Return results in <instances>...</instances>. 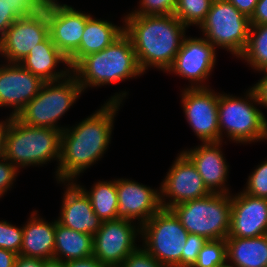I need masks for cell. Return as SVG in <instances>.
Segmentation results:
<instances>
[{
    "label": "cell",
    "instance_id": "d590c367",
    "mask_svg": "<svg viewBox=\"0 0 267 267\" xmlns=\"http://www.w3.org/2000/svg\"><path fill=\"white\" fill-rule=\"evenodd\" d=\"M0 198L11 188L14 179L19 172L18 168L11 164L5 157L0 158Z\"/></svg>",
    "mask_w": 267,
    "mask_h": 267
},
{
    "label": "cell",
    "instance_id": "6da1fadb",
    "mask_svg": "<svg viewBox=\"0 0 267 267\" xmlns=\"http://www.w3.org/2000/svg\"><path fill=\"white\" fill-rule=\"evenodd\" d=\"M126 95V92L115 94L93 115L74 127L64 128L56 171L59 183L74 182L80 173L102 158L111 140L114 117Z\"/></svg>",
    "mask_w": 267,
    "mask_h": 267
},
{
    "label": "cell",
    "instance_id": "5b68a950",
    "mask_svg": "<svg viewBox=\"0 0 267 267\" xmlns=\"http://www.w3.org/2000/svg\"><path fill=\"white\" fill-rule=\"evenodd\" d=\"M171 210L189 234L206 240L226 239L231 220V195L211 193L173 206Z\"/></svg>",
    "mask_w": 267,
    "mask_h": 267
},
{
    "label": "cell",
    "instance_id": "d6986e66",
    "mask_svg": "<svg viewBox=\"0 0 267 267\" xmlns=\"http://www.w3.org/2000/svg\"><path fill=\"white\" fill-rule=\"evenodd\" d=\"M221 142L202 143V145L182 151L193 163L211 193L230 194L227 182L228 167L221 151Z\"/></svg>",
    "mask_w": 267,
    "mask_h": 267
},
{
    "label": "cell",
    "instance_id": "ab89813d",
    "mask_svg": "<svg viewBox=\"0 0 267 267\" xmlns=\"http://www.w3.org/2000/svg\"><path fill=\"white\" fill-rule=\"evenodd\" d=\"M264 76L253 86L255 90L259 105L267 107V70L263 71Z\"/></svg>",
    "mask_w": 267,
    "mask_h": 267
},
{
    "label": "cell",
    "instance_id": "bcb514c9",
    "mask_svg": "<svg viewBox=\"0 0 267 267\" xmlns=\"http://www.w3.org/2000/svg\"><path fill=\"white\" fill-rule=\"evenodd\" d=\"M218 267H233L231 264H228L227 262L224 265L218 266Z\"/></svg>",
    "mask_w": 267,
    "mask_h": 267
},
{
    "label": "cell",
    "instance_id": "d4e9b609",
    "mask_svg": "<svg viewBox=\"0 0 267 267\" xmlns=\"http://www.w3.org/2000/svg\"><path fill=\"white\" fill-rule=\"evenodd\" d=\"M53 258L67 262L93 255V235L72 230L55 220ZM63 257V258H62Z\"/></svg>",
    "mask_w": 267,
    "mask_h": 267
},
{
    "label": "cell",
    "instance_id": "1f68e13d",
    "mask_svg": "<svg viewBox=\"0 0 267 267\" xmlns=\"http://www.w3.org/2000/svg\"><path fill=\"white\" fill-rule=\"evenodd\" d=\"M177 0H140V8L129 14L167 15L174 14Z\"/></svg>",
    "mask_w": 267,
    "mask_h": 267
},
{
    "label": "cell",
    "instance_id": "cb8c5ba5",
    "mask_svg": "<svg viewBox=\"0 0 267 267\" xmlns=\"http://www.w3.org/2000/svg\"><path fill=\"white\" fill-rule=\"evenodd\" d=\"M227 262L233 267H267V234L253 238L227 237Z\"/></svg>",
    "mask_w": 267,
    "mask_h": 267
},
{
    "label": "cell",
    "instance_id": "3957f363",
    "mask_svg": "<svg viewBox=\"0 0 267 267\" xmlns=\"http://www.w3.org/2000/svg\"><path fill=\"white\" fill-rule=\"evenodd\" d=\"M72 74L83 89L112 84L143 74L130 37L123 32L105 49L83 57Z\"/></svg>",
    "mask_w": 267,
    "mask_h": 267
},
{
    "label": "cell",
    "instance_id": "4dcf8cb0",
    "mask_svg": "<svg viewBox=\"0 0 267 267\" xmlns=\"http://www.w3.org/2000/svg\"><path fill=\"white\" fill-rule=\"evenodd\" d=\"M244 193L253 197L267 198V161H263L248 177Z\"/></svg>",
    "mask_w": 267,
    "mask_h": 267
},
{
    "label": "cell",
    "instance_id": "9a60e30c",
    "mask_svg": "<svg viewBox=\"0 0 267 267\" xmlns=\"http://www.w3.org/2000/svg\"><path fill=\"white\" fill-rule=\"evenodd\" d=\"M45 12L52 42L69 59L79 48L87 14L57 0H47Z\"/></svg>",
    "mask_w": 267,
    "mask_h": 267
},
{
    "label": "cell",
    "instance_id": "7c38bea8",
    "mask_svg": "<svg viewBox=\"0 0 267 267\" xmlns=\"http://www.w3.org/2000/svg\"><path fill=\"white\" fill-rule=\"evenodd\" d=\"M211 194L193 163L181 152L169 169L160 187L161 208L202 198ZM164 197L170 198L166 202Z\"/></svg>",
    "mask_w": 267,
    "mask_h": 267
},
{
    "label": "cell",
    "instance_id": "8fae6325",
    "mask_svg": "<svg viewBox=\"0 0 267 267\" xmlns=\"http://www.w3.org/2000/svg\"><path fill=\"white\" fill-rule=\"evenodd\" d=\"M219 94L213 89L186 88L182 92V105L187 122L203 143L220 142L218 124Z\"/></svg>",
    "mask_w": 267,
    "mask_h": 267
},
{
    "label": "cell",
    "instance_id": "74e56055",
    "mask_svg": "<svg viewBox=\"0 0 267 267\" xmlns=\"http://www.w3.org/2000/svg\"><path fill=\"white\" fill-rule=\"evenodd\" d=\"M250 25H267V0H258Z\"/></svg>",
    "mask_w": 267,
    "mask_h": 267
},
{
    "label": "cell",
    "instance_id": "8d00e7d4",
    "mask_svg": "<svg viewBox=\"0 0 267 267\" xmlns=\"http://www.w3.org/2000/svg\"><path fill=\"white\" fill-rule=\"evenodd\" d=\"M18 18L20 16L4 1L0 0V39Z\"/></svg>",
    "mask_w": 267,
    "mask_h": 267
},
{
    "label": "cell",
    "instance_id": "7402d4cb",
    "mask_svg": "<svg viewBox=\"0 0 267 267\" xmlns=\"http://www.w3.org/2000/svg\"><path fill=\"white\" fill-rule=\"evenodd\" d=\"M30 217L23 226V241L19 255L42 260L52 259L55 248V221H44L37 217L36 211H33Z\"/></svg>",
    "mask_w": 267,
    "mask_h": 267
},
{
    "label": "cell",
    "instance_id": "b9f144b4",
    "mask_svg": "<svg viewBox=\"0 0 267 267\" xmlns=\"http://www.w3.org/2000/svg\"><path fill=\"white\" fill-rule=\"evenodd\" d=\"M15 267H43V260L33 257L18 255Z\"/></svg>",
    "mask_w": 267,
    "mask_h": 267
},
{
    "label": "cell",
    "instance_id": "ac0fdd59",
    "mask_svg": "<svg viewBox=\"0 0 267 267\" xmlns=\"http://www.w3.org/2000/svg\"><path fill=\"white\" fill-rule=\"evenodd\" d=\"M267 234V198L253 197L243 191L231 196L228 237L253 238Z\"/></svg>",
    "mask_w": 267,
    "mask_h": 267
},
{
    "label": "cell",
    "instance_id": "836d02e7",
    "mask_svg": "<svg viewBox=\"0 0 267 267\" xmlns=\"http://www.w3.org/2000/svg\"><path fill=\"white\" fill-rule=\"evenodd\" d=\"M120 267H165L144 248L134 250L120 265Z\"/></svg>",
    "mask_w": 267,
    "mask_h": 267
},
{
    "label": "cell",
    "instance_id": "ba28073f",
    "mask_svg": "<svg viewBox=\"0 0 267 267\" xmlns=\"http://www.w3.org/2000/svg\"><path fill=\"white\" fill-rule=\"evenodd\" d=\"M143 248L165 267H181L187 230L171 209L161 208L141 227Z\"/></svg>",
    "mask_w": 267,
    "mask_h": 267
},
{
    "label": "cell",
    "instance_id": "f1b7e54d",
    "mask_svg": "<svg viewBox=\"0 0 267 267\" xmlns=\"http://www.w3.org/2000/svg\"><path fill=\"white\" fill-rule=\"evenodd\" d=\"M227 262L225 239L207 240L193 267H218Z\"/></svg>",
    "mask_w": 267,
    "mask_h": 267
},
{
    "label": "cell",
    "instance_id": "83f0119b",
    "mask_svg": "<svg viewBox=\"0 0 267 267\" xmlns=\"http://www.w3.org/2000/svg\"><path fill=\"white\" fill-rule=\"evenodd\" d=\"M213 0H177L174 15L186 26L200 25L206 19Z\"/></svg>",
    "mask_w": 267,
    "mask_h": 267
},
{
    "label": "cell",
    "instance_id": "277c9868",
    "mask_svg": "<svg viewBox=\"0 0 267 267\" xmlns=\"http://www.w3.org/2000/svg\"><path fill=\"white\" fill-rule=\"evenodd\" d=\"M61 130L27 126L16 117L7 118L3 157L18 169L60 160Z\"/></svg>",
    "mask_w": 267,
    "mask_h": 267
},
{
    "label": "cell",
    "instance_id": "ee69618b",
    "mask_svg": "<svg viewBox=\"0 0 267 267\" xmlns=\"http://www.w3.org/2000/svg\"><path fill=\"white\" fill-rule=\"evenodd\" d=\"M7 119L0 122V158L3 157V146H4V133L6 131Z\"/></svg>",
    "mask_w": 267,
    "mask_h": 267
},
{
    "label": "cell",
    "instance_id": "ffe728a7",
    "mask_svg": "<svg viewBox=\"0 0 267 267\" xmlns=\"http://www.w3.org/2000/svg\"><path fill=\"white\" fill-rule=\"evenodd\" d=\"M66 186L57 221L72 230L94 236L103 221L94 213L89 197L76 183L68 182Z\"/></svg>",
    "mask_w": 267,
    "mask_h": 267
},
{
    "label": "cell",
    "instance_id": "f546056e",
    "mask_svg": "<svg viewBox=\"0 0 267 267\" xmlns=\"http://www.w3.org/2000/svg\"><path fill=\"white\" fill-rule=\"evenodd\" d=\"M23 227L18 228L7 221H0V248L20 254Z\"/></svg>",
    "mask_w": 267,
    "mask_h": 267
},
{
    "label": "cell",
    "instance_id": "4316f807",
    "mask_svg": "<svg viewBox=\"0 0 267 267\" xmlns=\"http://www.w3.org/2000/svg\"><path fill=\"white\" fill-rule=\"evenodd\" d=\"M238 58L255 70H267V25H250L247 46Z\"/></svg>",
    "mask_w": 267,
    "mask_h": 267
},
{
    "label": "cell",
    "instance_id": "2e32d148",
    "mask_svg": "<svg viewBox=\"0 0 267 267\" xmlns=\"http://www.w3.org/2000/svg\"><path fill=\"white\" fill-rule=\"evenodd\" d=\"M44 81L20 63L0 66V107H12L10 117L19 112L40 92Z\"/></svg>",
    "mask_w": 267,
    "mask_h": 267
},
{
    "label": "cell",
    "instance_id": "44dd1931",
    "mask_svg": "<svg viewBox=\"0 0 267 267\" xmlns=\"http://www.w3.org/2000/svg\"><path fill=\"white\" fill-rule=\"evenodd\" d=\"M19 63L44 82L61 80L72 73L68 58L56 47L50 36L31 49ZM59 63L66 64L68 69L59 72L54 70Z\"/></svg>",
    "mask_w": 267,
    "mask_h": 267
},
{
    "label": "cell",
    "instance_id": "8992f818",
    "mask_svg": "<svg viewBox=\"0 0 267 267\" xmlns=\"http://www.w3.org/2000/svg\"><path fill=\"white\" fill-rule=\"evenodd\" d=\"M246 93L244 99L225 93L219 94L220 142H222L223 131H226L227 137L236 143L267 139V120L262 111L256 107V103L259 104L257 94L253 87Z\"/></svg>",
    "mask_w": 267,
    "mask_h": 267
},
{
    "label": "cell",
    "instance_id": "e0dca14e",
    "mask_svg": "<svg viewBox=\"0 0 267 267\" xmlns=\"http://www.w3.org/2000/svg\"><path fill=\"white\" fill-rule=\"evenodd\" d=\"M117 219L146 223L161 209L159 190L129 179H117Z\"/></svg>",
    "mask_w": 267,
    "mask_h": 267
},
{
    "label": "cell",
    "instance_id": "4fadbf2b",
    "mask_svg": "<svg viewBox=\"0 0 267 267\" xmlns=\"http://www.w3.org/2000/svg\"><path fill=\"white\" fill-rule=\"evenodd\" d=\"M49 36L47 13L44 9L35 14L18 18L0 39V54L7 63H19L31 49Z\"/></svg>",
    "mask_w": 267,
    "mask_h": 267
},
{
    "label": "cell",
    "instance_id": "60d3db41",
    "mask_svg": "<svg viewBox=\"0 0 267 267\" xmlns=\"http://www.w3.org/2000/svg\"><path fill=\"white\" fill-rule=\"evenodd\" d=\"M65 267H106L96 257L89 256L87 258L70 260L65 262Z\"/></svg>",
    "mask_w": 267,
    "mask_h": 267
},
{
    "label": "cell",
    "instance_id": "d6a6232c",
    "mask_svg": "<svg viewBox=\"0 0 267 267\" xmlns=\"http://www.w3.org/2000/svg\"><path fill=\"white\" fill-rule=\"evenodd\" d=\"M206 241L204 237L196 234H188V238L182 250L181 267H193Z\"/></svg>",
    "mask_w": 267,
    "mask_h": 267
},
{
    "label": "cell",
    "instance_id": "30bf717a",
    "mask_svg": "<svg viewBox=\"0 0 267 267\" xmlns=\"http://www.w3.org/2000/svg\"><path fill=\"white\" fill-rule=\"evenodd\" d=\"M133 221L115 219L104 221L93 236V256L106 267H120L124 260L136 250V236L141 234V226Z\"/></svg>",
    "mask_w": 267,
    "mask_h": 267
},
{
    "label": "cell",
    "instance_id": "52a82bcc",
    "mask_svg": "<svg viewBox=\"0 0 267 267\" xmlns=\"http://www.w3.org/2000/svg\"><path fill=\"white\" fill-rule=\"evenodd\" d=\"M82 91L72 73L61 81L44 82L39 94L19 112L16 118L27 126L63 131L64 128L58 127L57 122L75 103Z\"/></svg>",
    "mask_w": 267,
    "mask_h": 267
},
{
    "label": "cell",
    "instance_id": "603a6c76",
    "mask_svg": "<svg viewBox=\"0 0 267 267\" xmlns=\"http://www.w3.org/2000/svg\"><path fill=\"white\" fill-rule=\"evenodd\" d=\"M124 32V27L116 26L107 20L93 18L87 14V22L78 50L68 59L72 69L83 57L108 47Z\"/></svg>",
    "mask_w": 267,
    "mask_h": 267
},
{
    "label": "cell",
    "instance_id": "e575fe53",
    "mask_svg": "<svg viewBox=\"0 0 267 267\" xmlns=\"http://www.w3.org/2000/svg\"><path fill=\"white\" fill-rule=\"evenodd\" d=\"M20 17L35 15L44 9L47 0H2Z\"/></svg>",
    "mask_w": 267,
    "mask_h": 267
},
{
    "label": "cell",
    "instance_id": "5bb4252c",
    "mask_svg": "<svg viewBox=\"0 0 267 267\" xmlns=\"http://www.w3.org/2000/svg\"><path fill=\"white\" fill-rule=\"evenodd\" d=\"M215 51V47L204 37L187 38L185 36L181 48L167 72H174V74L192 81L189 88H206L202 83L213 71L216 63Z\"/></svg>",
    "mask_w": 267,
    "mask_h": 267
},
{
    "label": "cell",
    "instance_id": "484cf974",
    "mask_svg": "<svg viewBox=\"0 0 267 267\" xmlns=\"http://www.w3.org/2000/svg\"><path fill=\"white\" fill-rule=\"evenodd\" d=\"M78 186L89 197L94 213L104 222L117 219V180L99 181L94 184L91 191Z\"/></svg>",
    "mask_w": 267,
    "mask_h": 267
},
{
    "label": "cell",
    "instance_id": "f6af8a7d",
    "mask_svg": "<svg viewBox=\"0 0 267 267\" xmlns=\"http://www.w3.org/2000/svg\"><path fill=\"white\" fill-rule=\"evenodd\" d=\"M43 267H65V262L52 258L43 260Z\"/></svg>",
    "mask_w": 267,
    "mask_h": 267
},
{
    "label": "cell",
    "instance_id": "9c48e42d",
    "mask_svg": "<svg viewBox=\"0 0 267 267\" xmlns=\"http://www.w3.org/2000/svg\"><path fill=\"white\" fill-rule=\"evenodd\" d=\"M200 29L214 47L227 49L239 57L248 43L250 19L230 2L213 0Z\"/></svg>",
    "mask_w": 267,
    "mask_h": 267
},
{
    "label": "cell",
    "instance_id": "7bdbcfd3",
    "mask_svg": "<svg viewBox=\"0 0 267 267\" xmlns=\"http://www.w3.org/2000/svg\"><path fill=\"white\" fill-rule=\"evenodd\" d=\"M18 254L0 248V267H15Z\"/></svg>",
    "mask_w": 267,
    "mask_h": 267
},
{
    "label": "cell",
    "instance_id": "7a4b0ae2",
    "mask_svg": "<svg viewBox=\"0 0 267 267\" xmlns=\"http://www.w3.org/2000/svg\"><path fill=\"white\" fill-rule=\"evenodd\" d=\"M123 22L141 71L156 67L167 72L181 48L187 27L174 14H128Z\"/></svg>",
    "mask_w": 267,
    "mask_h": 267
},
{
    "label": "cell",
    "instance_id": "f35d334b",
    "mask_svg": "<svg viewBox=\"0 0 267 267\" xmlns=\"http://www.w3.org/2000/svg\"><path fill=\"white\" fill-rule=\"evenodd\" d=\"M233 4L243 15L249 19L253 15L258 0H226Z\"/></svg>",
    "mask_w": 267,
    "mask_h": 267
}]
</instances>
